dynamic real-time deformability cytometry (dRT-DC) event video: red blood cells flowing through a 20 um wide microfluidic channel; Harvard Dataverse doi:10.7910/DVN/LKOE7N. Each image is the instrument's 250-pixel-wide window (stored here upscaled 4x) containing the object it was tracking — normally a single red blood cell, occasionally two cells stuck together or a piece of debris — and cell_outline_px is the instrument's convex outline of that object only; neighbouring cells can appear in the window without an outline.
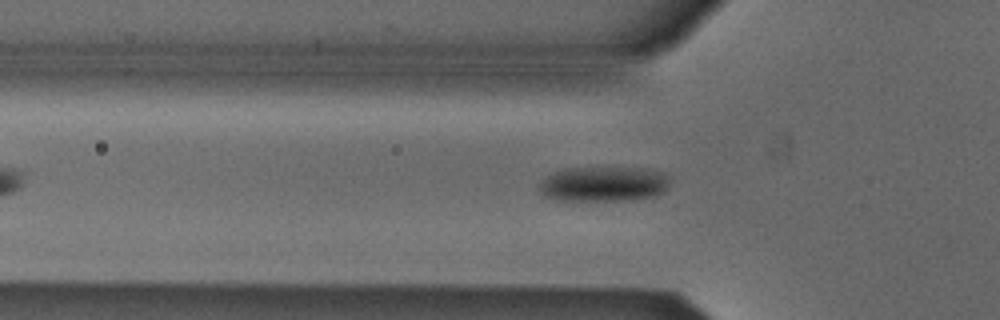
{"species": "Egyptian fruit bat (a non-hibernating species)", "species_latin": "Rousettus aegyptiacus", "temperature_condition": "cold", "stored_images_in_passage": 24, "camera_frame_rate_fps": 3000, "um_per_image_px": 0.085, "animal": {"sex": "male"}, "frame": {"image": 1, "passage_image": 2, "time_ms": 0.333, "image_size_px": [1000, 320], "cell_outline_px": [[668, 188], [656, 196], [628, 200], [556, 200], [544, 196], [540, 192], [540, 184], [548, 176], [564, 168], [652, 168], [664, 172], [668, 176]], "centroid_in_image_um": [51.36, 15.64], "position_along_channel_um": 74.4, "area_um2": 26.65}}
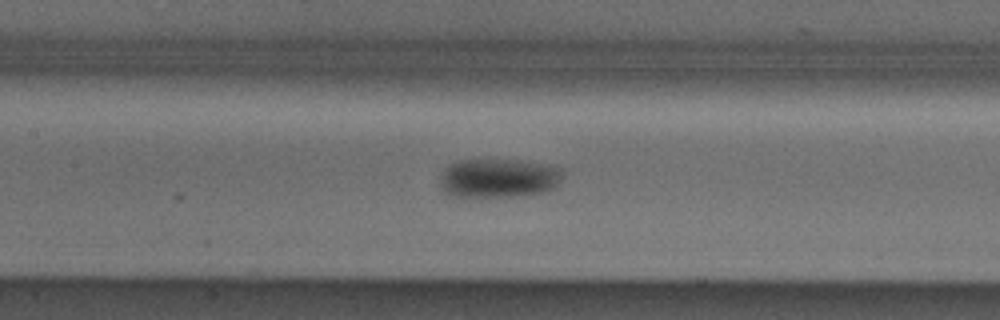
{"frame": {"image": 2, "passage_image": 9, "time_ms": 2.667, "image_size_px": [1000, 320], "cell_outline_px": [[564, 172], [556, 188], [544, 192], [516, 196], [452, 196], [444, 192], [440, 184], [440, 176], [456, 160], [508, 160], [536, 164], [560, 168]], "centroid_in_image_um": [42.37, 15.16], "position_along_channel_um": 165.0, "area_um2": 27.4}}
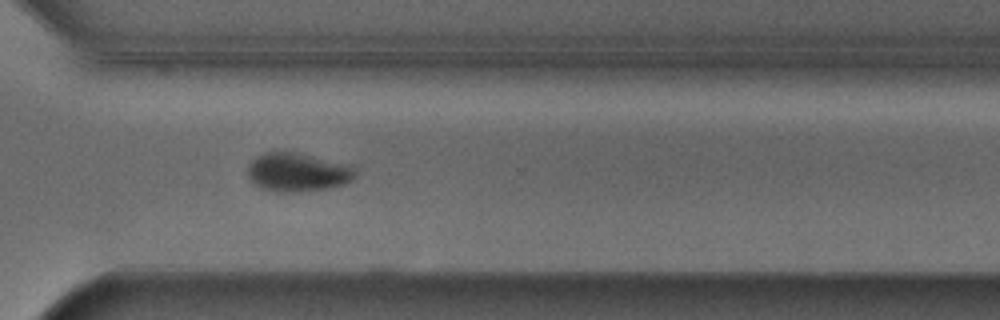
{"frame": {"image": 3, "passage_image": 23, "time_ms": 7.333, "image_size_px": [1000, 320], "cell_outline_px": [[356, 176], [352, 180], [344, 184], [328, 188], [292, 192], [276, 192], [260, 188], [248, 180], [248, 164], [256, 156], [264, 152], [296, 152], [352, 164], [356, 168]], "centroid_in_image_um": [25.31, 14.63], "position_along_channel_um": 345.3, "area_um2": 24.68}}